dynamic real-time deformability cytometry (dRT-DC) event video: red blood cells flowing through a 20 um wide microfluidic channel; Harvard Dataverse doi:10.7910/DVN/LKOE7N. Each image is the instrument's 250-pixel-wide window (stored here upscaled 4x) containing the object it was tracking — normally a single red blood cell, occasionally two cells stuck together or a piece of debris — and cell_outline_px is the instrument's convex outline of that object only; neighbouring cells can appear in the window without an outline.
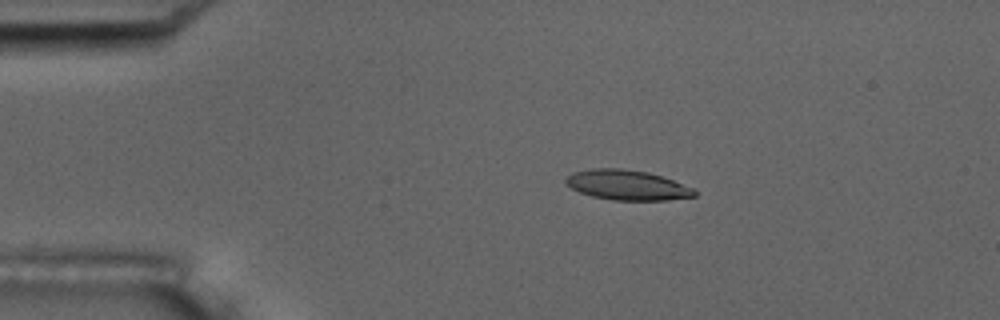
{"species": "common noctule bat (a hibernating species)", "species_latin": "Nyctalus noctula", "temperature_condition": "room temperature", "stored_images_in_passage": 49, "camera_frame_rate_fps": 3000, "um_per_image_px": 0.085, "animal": {"sex": "male", "body_mass_g": 17.5, "forearm_length_mm": 52.3}, "frame": {"image": 1, "passage_image": 4, "time_ms": 1.0, "image_size_px": [1000, 320], "cell_outline_px": [[696, 196], [668, 200], [612, 200], [592, 196], [580, 192], [564, 184], [564, 180], [572, 172], [592, 168], [620, 168], [648, 172], [672, 180], [692, 188], [696, 192]], "centroid_in_image_um": [53.26, 15.73], "position_along_channel_um": 31.7, "area_um2": 22.43}}
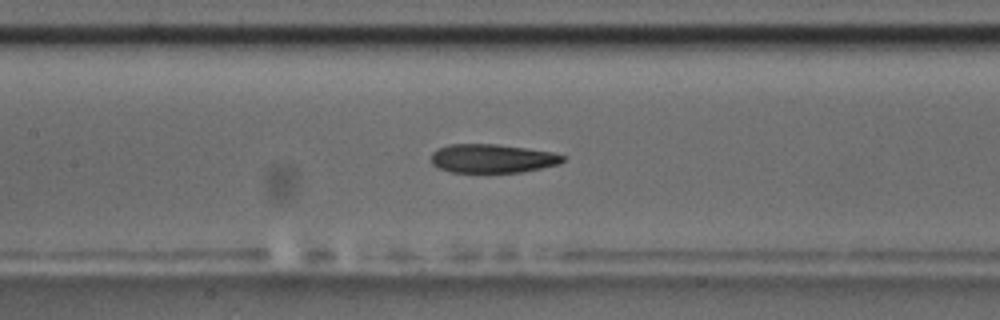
{"frame": {"image": 2, "passage_image": 19, "time_ms": 6.0, "image_size_px": [1000, 320], "cell_outline_px": [[564, 160], [560, 164], [520, 172], [448, 172], [436, 168], [432, 164], [432, 152], [436, 148], [448, 144], [496, 144], [552, 152], [564, 156]], "centroid_in_image_um": [41.78, 13.47], "position_along_channel_um": 165.6, "area_um2": 22.08}}
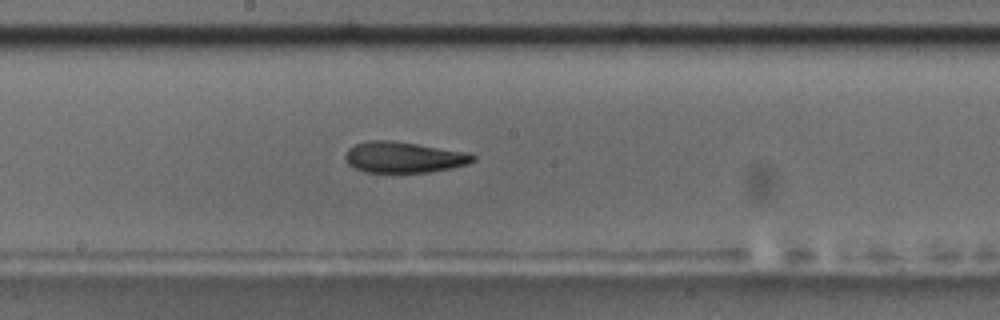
{"frame": {"image": 3, "passage_image": 23, "time_ms": 7.333, "image_size_px": [1000, 320], "cell_outline_px": [[476, 160], [468, 164], [452, 168], [428, 172], [364, 172], [348, 164], [344, 156], [348, 148], [356, 144], [368, 140], [392, 140], [464, 152], [476, 156]], "centroid_in_image_um": [34.29, 13.37], "position_along_channel_um": 213.9, "area_um2": 22.89}, "authors_computed_cell_mechanics": {"area_um2": 22.8888, "velocity_mm_per_s": 3.6564, "shape_relaxation_time_tau1_ms": null, "shape_relaxation_time_tau2_ms": 4.2213, "deformation_change_tau1": null, "deformation_change_tau2": 0.1286}}